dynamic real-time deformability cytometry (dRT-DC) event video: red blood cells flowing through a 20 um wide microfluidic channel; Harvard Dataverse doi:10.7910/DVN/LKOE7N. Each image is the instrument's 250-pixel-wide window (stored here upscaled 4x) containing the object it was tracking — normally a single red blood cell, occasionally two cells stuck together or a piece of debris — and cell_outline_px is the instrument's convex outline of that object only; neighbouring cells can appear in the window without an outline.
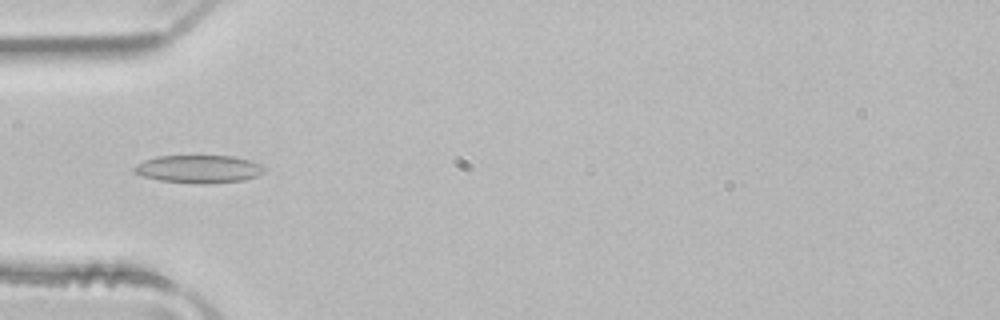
{"species": "common noctule bat (a hibernating species)", "species_latin": "Nyctalus noctula", "temperature_condition": "room temperature", "stored_images_in_passage": 37, "camera_frame_rate_fps": 3000, "um_per_image_px": 0.085, "animal": {"sex": "male", "body_mass_g": 21.5, "forearm_length_mm": 52.0}, "frame": {"image": 1, "passage_image": 3, "time_ms": 0.667, "image_size_px": [1000, 320], "cell_outline_px": [[268, 168], [264, 172], [256, 176], [244, 180], [204, 184], [200, 184], [160, 180], [144, 176], [136, 172], [132, 168], [136, 164], [144, 160], [156, 156], [232, 156], [252, 160], [264, 164]], "centroid_in_image_um": [16.97, 14.36], "position_along_channel_um": 68.0, "area_um2": 21.27}}
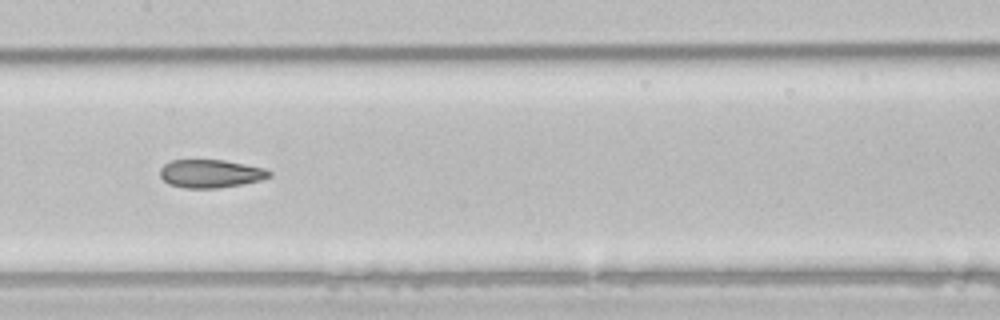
{"frame": {"image": 2, "passage_image": 12, "time_ms": 3.667, "image_size_px": [1000, 320], "cell_outline_px": [[272, 176], [260, 180], [220, 188], [184, 188], [168, 184], [160, 176], [160, 168], [164, 164], [172, 160], [224, 160], [264, 168], [272, 172]], "centroid_in_image_um": [17.89, 14.76], "position_along_channel_um": 189.5, "area_um2": 17.92}}
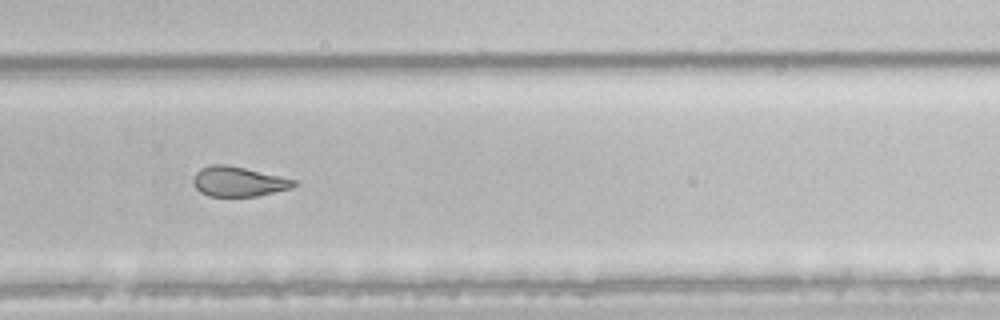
{"frame": {"image": 3, "passage_image": 21, "time_ms": 6.667, "image_size_px": [1000, 320], "cell_outline_px": [[296, 184], [292, 188], [256, 196], [208, 196], [200, 192], [192, 184], [192, 180], [196, 172], [200, 168], [212, 164], [228, 164], [280, 176], [296, 180]], "centroid_in_image_um": [20.23, 15.42], "position_along_channel_um": 309.6, "area_um2": 17.57}, "authors_computed_cell_mechanics": {"area_um2": 19.0162, "velocity_mm_per_s": 4.0152, "shape_relaxation_time_tau1_ms": null, "shape_relaxation_time_tau2_ms": 1.7329, "deformation_change_tau1": null, "deformation_change_tau2": 0.0909}}